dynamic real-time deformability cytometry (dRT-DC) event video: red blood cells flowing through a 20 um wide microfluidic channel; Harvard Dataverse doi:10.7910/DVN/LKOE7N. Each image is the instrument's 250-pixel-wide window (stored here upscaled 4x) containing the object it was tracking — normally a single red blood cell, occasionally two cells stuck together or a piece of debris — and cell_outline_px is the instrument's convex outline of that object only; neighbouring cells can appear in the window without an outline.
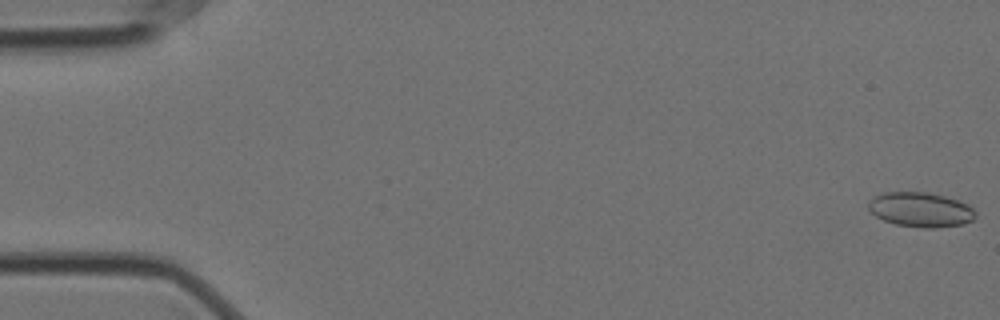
{"species": "Egyptian fruit bat (a non-hibernating species)", "species_latin": "Rousettus aegyptiacus", "temperature_condition": "cold", "stored_images_in_passage": 58, "camera_frame_rate_fps": 3000, "um_per_image_px": 0.085, "animal": {"sex": "female"}, "frame": {"image": 1, "passage_image": 1, "time_ms": 0.0, "image_size_px": [1000, 320], "cell_outline_px": [[976, 216], [972, 220], [964, 224], [936, 228], [924, 228], [896, 224], [884, 220], [876, 216], [868, 208], [868, 200], [872, 196], [884, 192], [928, 192], [944, 196], [968, 204], [976, 212]], "centroid_in_image_um": [78.24, 17.81], "position_along_channel_um": 6.8, "area_um2": 21.73}}
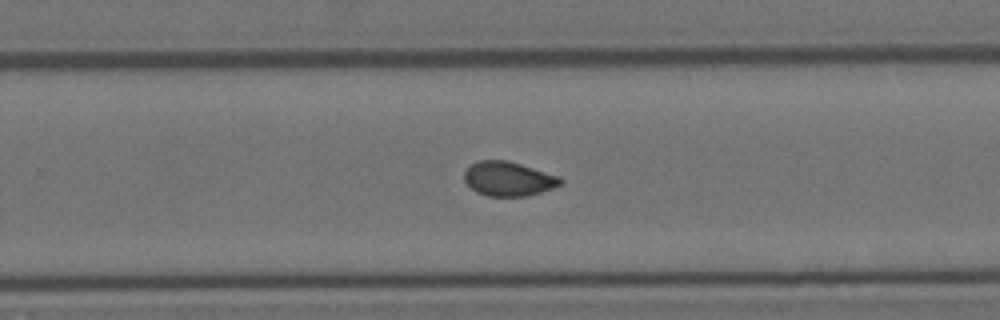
{"frame": {"image": 2, "passage_image": 37, "time_ms": 12.0, "image_size_px": [1000, 320], "cell_outline_px": [[564, 180], [560, 184], [552, 188], [528, 196], [488, 196], [476, 192], [464, 180], [464, 172], [472, 164], [480, 160], [508, 160], [560, 176]], "centroid_in_image_um": [43.23, 15.2], "position_along_channel_um": 286.6, "area_um2": 19.19}}
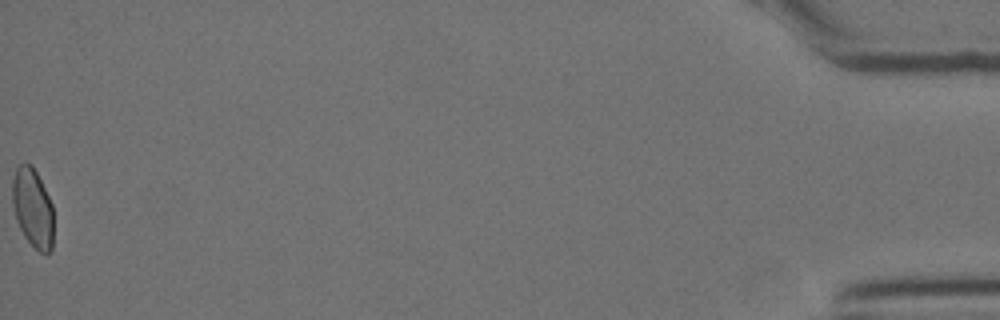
{"frame": {"image": 3, "passage_image": 58, "time_ms": 19.0, "image_size_px": [1000, 320], "cell_outline_px": [[52, 248], [44, 256], [24, 236], [16, 220], [12, 204], [12, 180], [16, 168], [24, 160], [32, 164], [52, 204]], "centroid_in_image_um": [2.75, 17.64], "position_along_channel_um": 432.4, "area_um2": 18.96}, "authors_computed_cell_mechanics": {"area_um2": 19.7098, "velocity_mm_per_s": 3.5125, "shape_relaxation_time_tau1_ms": null, "shape_relaxation_time_tau2_ms": 1.4624, "deformation_change_tau1": null, "deformation_change_tau2": 0.0511}}